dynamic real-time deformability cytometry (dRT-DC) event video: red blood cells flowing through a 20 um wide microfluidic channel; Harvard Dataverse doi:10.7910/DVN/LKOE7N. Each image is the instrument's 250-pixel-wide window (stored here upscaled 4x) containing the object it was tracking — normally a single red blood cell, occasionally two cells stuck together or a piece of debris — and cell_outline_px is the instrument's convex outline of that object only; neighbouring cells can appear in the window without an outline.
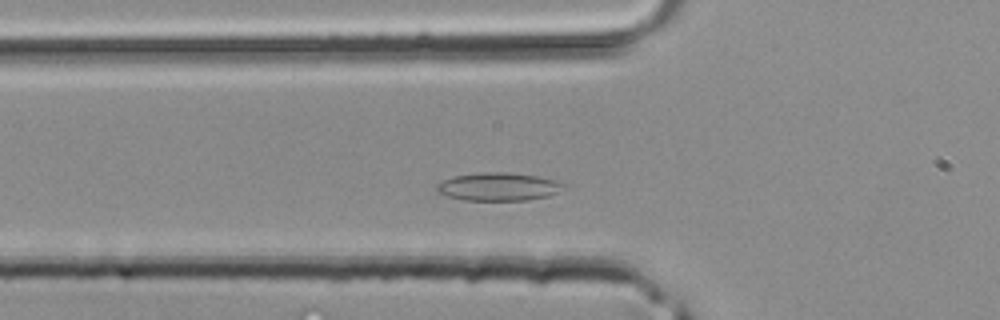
{"species": "common noctule bat (a hibernating species)", "species_latin": "Nyctalus noctula", "temperature_condition": "room temperature", "stored_images_in_passage": 34, "camera_frame_rate_fps": 3000, "um_per_image_px": 0.085, "animal": {"sex": "male", "body_mass_g": 20.4}, "frame": {"image": 1, "passage_image": 7, "time_ms": 2.0, "image_size_px": [1000, 320], "cell_outline_px": [[568, 184], [556, 192], [548, 196], [528, 200], [464, 200], [448, 196], [436, 192], [436, 184], [452, 176], [484, 172], [504, 172], [536, 176], [556, 180]], "centroid_in_image_um": [42.35, 15.87], "position_along_channel_um": 83.5, "area_um2": 20.69}}
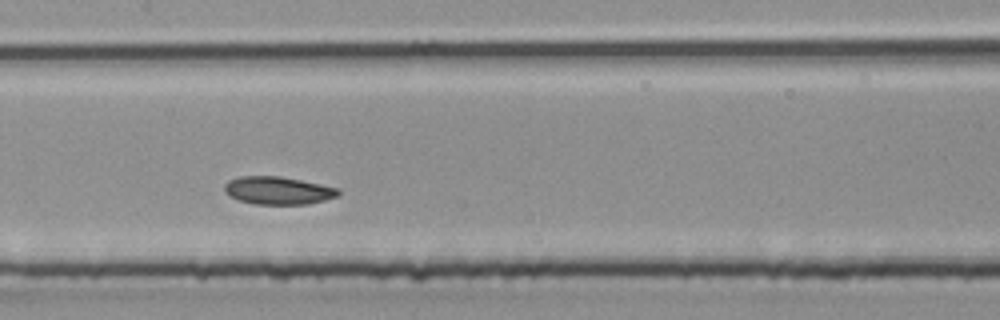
{"frame": {"image": 2, "passage_image": 13, "time_ms": 4.0, "image_size_px": [1000, 320], "cell_outline_px": [[340, 196], [308, 204], [256, 204], [240, 200], [228, 196], [224, 192], [224, 184], [228, 180], [240, 176], [280, 176], [340, 188]], "centroid_in_image_um": [23.63, 16.19], "position_along_channel_um": 183.8, "area_um2": 18.55}}
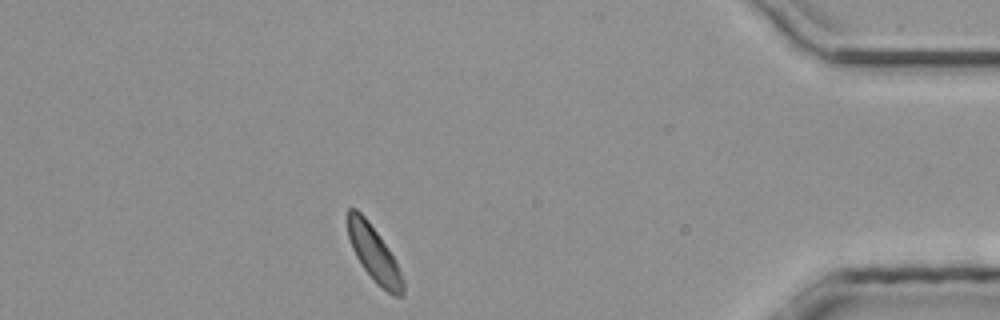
{"frame": {"image": 3, "passage_image": 29, "time_ms": 9.333, "image_size_px": [1000, 320], "cell_outline_px": [[404, 296], [392, 296], [380, 288], [376, 284], [364, 268], [356, 256], [352, 248], [348, 236], [348, 208], [356, 208], [368, 220], [388, 248], [404, 280]], "centroid_in_image_um": [31.8, 21.62], "position_along_channel_um": 403.4, "area_um2": 17.69}}